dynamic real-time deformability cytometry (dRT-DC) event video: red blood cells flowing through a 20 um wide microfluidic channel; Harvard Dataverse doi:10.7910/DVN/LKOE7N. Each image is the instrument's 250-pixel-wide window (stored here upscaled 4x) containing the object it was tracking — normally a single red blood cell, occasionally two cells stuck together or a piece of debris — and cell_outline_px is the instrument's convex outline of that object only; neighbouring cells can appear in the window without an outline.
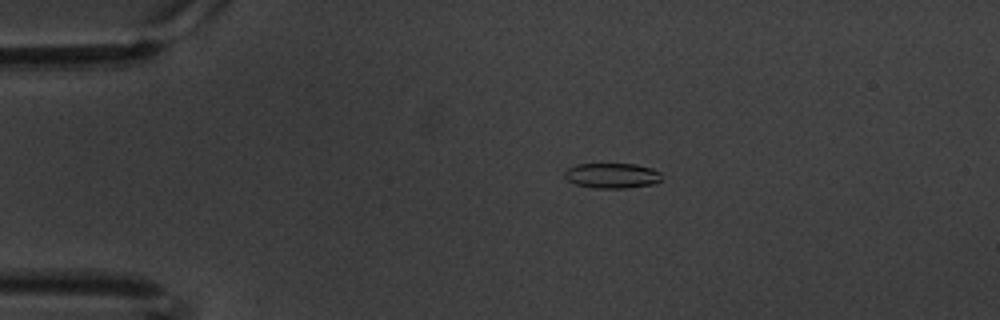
{"species": "common noctule bat (a hibernating species)", "species_latin": "Nyctalus noctula", "temperature_condition": "warm", "stored_images_in_passage": 51, "camera_frame_rate_fps": 3000, "um_per_image_px": 0.085, "animal": {"sex": "male", "body_mass_g": 20.1, "forearm_length_mm": 53.5}, "frame": {"image": 1, "passage_image": 3, "time_ms": 0.667, "image_size_px": [1000, 320], "cell_outline_px": [[660, 180], [656, 184], [628, 188], [596, 188], [576, 184], [568, 180], [564, 176], [564, 172], [568, 168], [576, 164], [636, 164], [652, 168], [660, 172]], "centroid_in_image_um": [52.04, 14.93], "position_along_channel_um": 33.0, "area_um2": 14.28}}
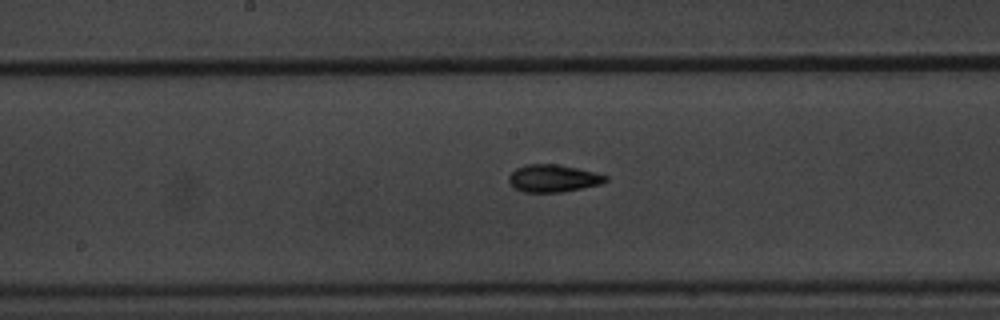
{"frame": {"image": 2, "passage_image": 22, "time_ms": 7.0, "image_size_px": [1000, 320], "cell_outline_px": [[608, 180], [600, 184], [564, 192], [524, 192], [512, 188], [508, 180], [508, 176], [516, 168], [524, 164], [556, 164], [596, 172], [608, 176]], "centroid_in_image_um": [46.99, 15.16], "position_along_channel_um": 201.2, "area_um2": 15.61}}
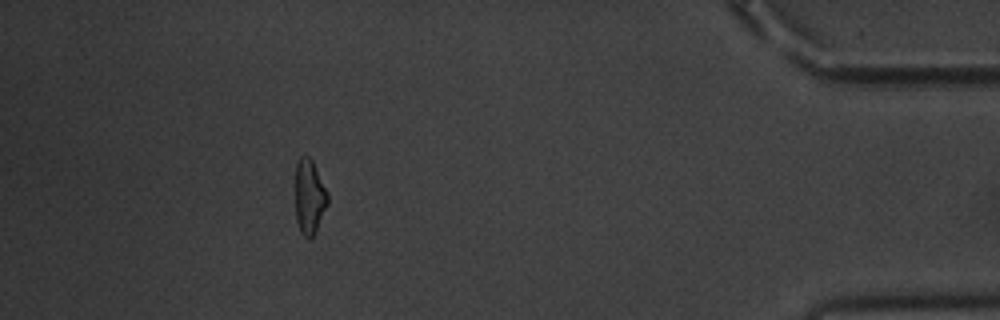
{"frame": {"image": 3, "passage_image": 45, "time_ms": 14.667, "image_size_px": [1000, 320], "cell_outline_px": [[328, 204], [316, 232], [308, 240], [300, 232], [296, 220], [296, 164], [300, 156], [308, 156], [312, 160], [328, 192]], "centroid_in_image_um": [26.31, 16.75], "position_along_channel_um": 408.9, "area_um2": 14.16}, "authors_computed_cell_mechanics": {"area_um2": 14.5078, "velocity_mm_per_s": 3.3924, "shape_relaxation_time_tau1_ms": 3.672, "shape_relaxation_time_tau2_ms": 3.0813, "deformation_change_tau1": 0.1624, "deformation_change_tau2": 0.1073}}